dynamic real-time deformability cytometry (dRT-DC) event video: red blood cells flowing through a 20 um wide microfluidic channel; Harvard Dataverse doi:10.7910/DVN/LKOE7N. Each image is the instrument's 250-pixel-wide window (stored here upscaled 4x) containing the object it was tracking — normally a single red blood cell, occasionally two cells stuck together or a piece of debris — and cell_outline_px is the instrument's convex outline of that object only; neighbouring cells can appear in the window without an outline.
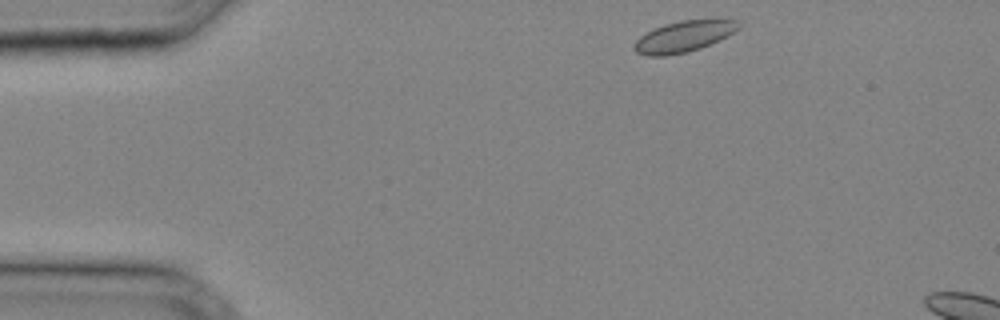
{"species": "common noctule bat (a hibernating species)", "species_latin": "Nyctalus noctula", "temperature_condition": "cold", "stored_images_in_passage": 5, "camera_frame_rate_fps": 3000, "um_per_image_px": 0.085, "animal": {"sex": "male", "body_mass_g": 20.4}, "frame": {"image": 1, "passage_image": 1, "time_ms": 0.0, "image_size_px": [1000, 320], "cell_outline_px": [[744, 24], [740, 28], [728, 36], [720, 40], [700, 48], [688, 52], [668, 56], [648, 56], [636, 52], [632, 48], [636, 40], [640, 36], [664, 24], [680, 20], [736, 20]], "centroid_in_image_um": [58.14, 3.11], "position_along_channel_um": 26.9, "area_um2": 18.96}}